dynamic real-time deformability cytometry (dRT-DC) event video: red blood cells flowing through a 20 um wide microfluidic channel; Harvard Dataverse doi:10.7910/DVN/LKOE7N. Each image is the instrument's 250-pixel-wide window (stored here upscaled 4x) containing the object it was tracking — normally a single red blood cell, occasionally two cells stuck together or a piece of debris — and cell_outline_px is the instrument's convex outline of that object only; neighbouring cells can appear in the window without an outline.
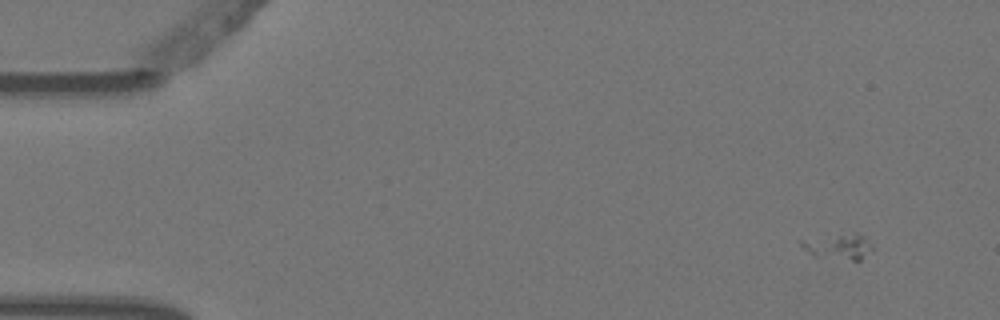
{"species": "Egyptian fruit bat (a non-hibernating species)", "species_latin": "Rousettus aegyptiacus", "temperature_condition": "warm", "stored_images_in_passage": 6, "camera_frame_rate_fps": 3000, "um_per_image_px": 0.085, "animal": {"sex": "female"}, "frame": {"image": 1, "passage_image": 2, "time_ms": 0.333, "image_size_px": [1000, 320], "cell_outline_px": [[876, 248], [872, 252], [860, 260], [852, 260], [812, 256], [800, 244], [800, 240], [856, 232], [864, 236]], "centroid_in_image_um": [71.35, 20.96], "position_along_channel_um": 13.7, "area_um2": 10.69}}
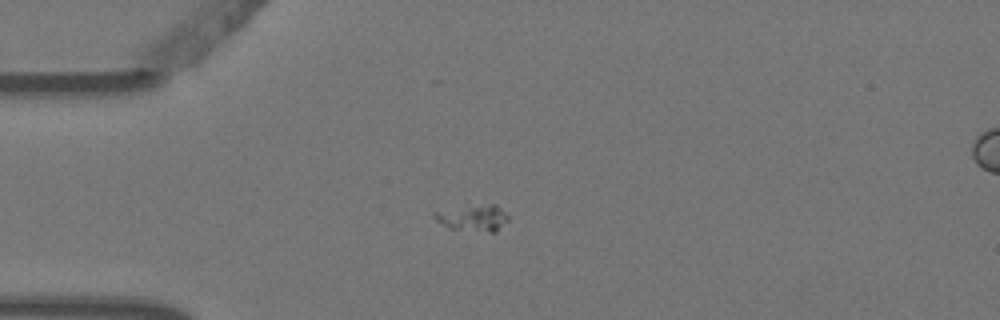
{"frame": {"image": 2, "passage_image": 4, "time_ms": 1.0, "image_size_px": [1000, 320], "cell_outline_px": [[508, 220], [496, 232], [492, 232], [448, 228], [436, 220], [432, 216], [432, 212], [488, 204], [496, 204], [508, 216]], "centroid_in_image_um": [40.22, 18.54], "position_along_channel_um": 44.8, "area_um2": 10.98}}
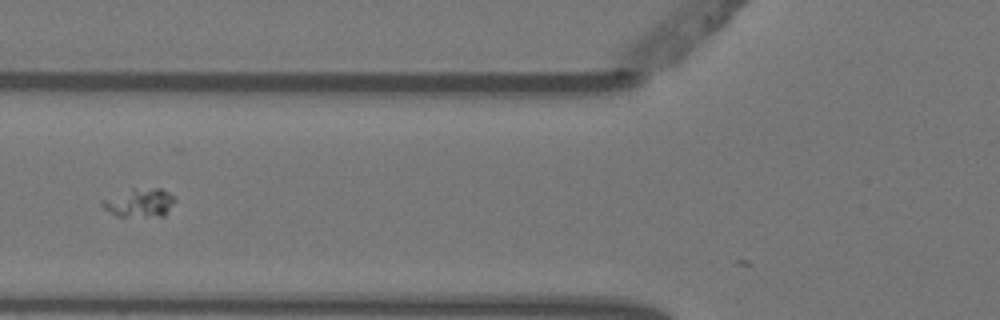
{"frame": {"image": 3, "passage_image": 6, "time_ms": 1.667, "image_size_px": [1000, 320], "cell_outline_px": [[176, 200], [164, 216], [116, 216], [104, 208], [100, 204], [100, 200], [132, 188], [160, 188], [168, 192]], "centroid_in_image_um": [11.84, 17.22], "position_along_channel_um": 114.0, "area_um2": 12.08}}